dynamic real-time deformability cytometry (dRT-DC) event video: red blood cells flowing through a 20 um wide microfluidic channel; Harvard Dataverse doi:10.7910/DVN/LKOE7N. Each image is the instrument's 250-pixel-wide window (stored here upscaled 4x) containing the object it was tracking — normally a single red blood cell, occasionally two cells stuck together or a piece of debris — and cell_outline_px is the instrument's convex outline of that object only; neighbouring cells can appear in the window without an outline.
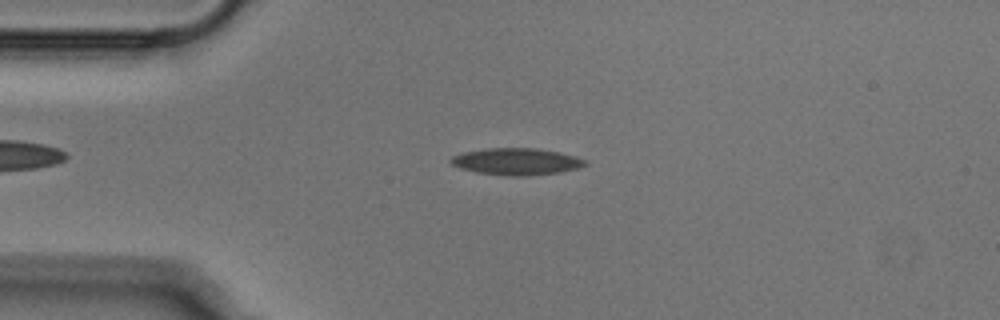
{"species": "Egyptian fruit bat (a non-hibernating species)", "species_latin": "Rousettus aegyptiacus", "temperature_condition": "cold", "stored_images_in_passage": 51, "camera_frame_rate_fps": 3000, "um_per_image_px": 0.085, "animal": {"sex": "male"}, "frame": {"image": 1, "passage_image": 12, "time_ms": 3.667, "image_size_px": [1000, 320], "cell_outline_px": [[588, 164], [580, 168], [560, 172], [524, 176], [508, 176], [476, 172], [460, 168], [452, 164], [448, 160], [452, 156], [464, 152], [488, 148], [536, 148], [560, 152], [576, 156], [588, 160]], "centroid_in_image_um": [43.94, 13.73], "position_along_channel_um": 41.1, "area_um2": 21.15}}
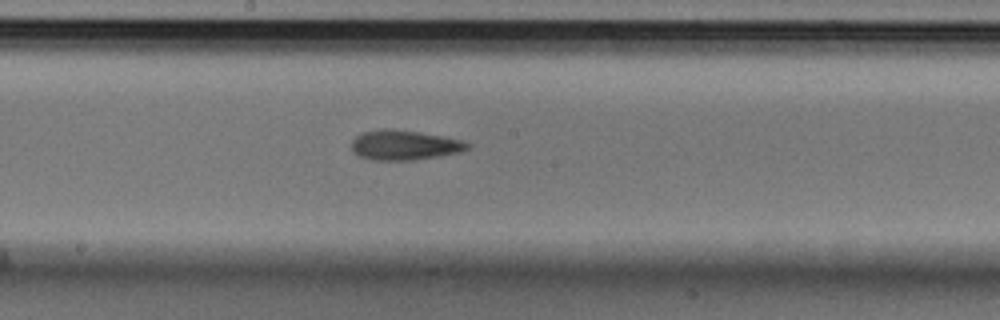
{"frame": {"image": 2, "passage_image": 27, "time_ms": 8.667, "image_size_px": [1000, 320], "cell_outline_px": [[472, 144], [468, 148], [460, 152], [440, 156], [412, 160], [372, 160], [356, 156], [352, 152], [352, 140], [356, 136], [364, 132], [384, 128], [388, 128], [444, 136], [460, 140]], "centroid_in_image_um": [34.34, 12.34], "position_along_channel_um": 213.9, "area_um2": 20.17}}
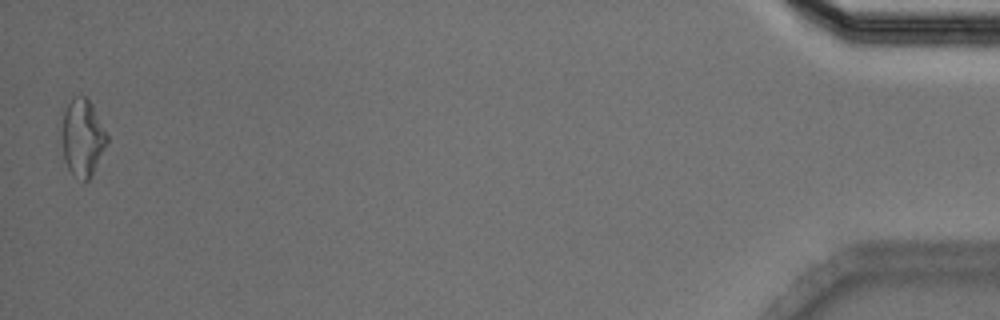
{"frame": {"image": 3, "passage_image": 51, "time_ms": 16.667, "image_size_px": [1000, 320], "cell_outline_px": [[108, 144], [88, 180], [84, 184], [68, 168], [64, 160], [56, 140], [64, 112], [72, 96], [80, 92], [92, 104], [108, 136]], "centroid_in_image_um": [6.93, 11.68], "position_along_channel_um": 428.3, "area_um2": 21.33}}